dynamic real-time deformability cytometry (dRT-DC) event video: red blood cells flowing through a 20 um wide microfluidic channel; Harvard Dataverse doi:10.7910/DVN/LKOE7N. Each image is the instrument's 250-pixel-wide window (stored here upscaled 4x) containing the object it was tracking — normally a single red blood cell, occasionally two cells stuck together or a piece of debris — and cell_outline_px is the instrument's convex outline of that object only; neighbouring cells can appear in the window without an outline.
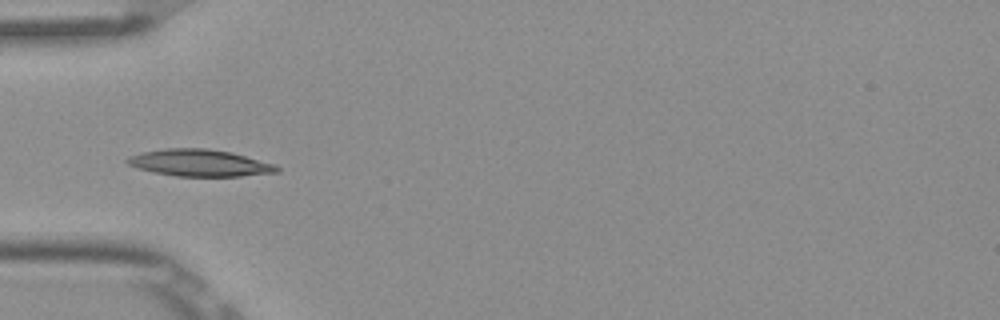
{"species": "Egyptian fruit bat (a non-hibernating species)", "species_latin": "Rousettus aegyptiacus", "temperature_condition": "room temperature", "stored_images_in_passage": 5, "camera_frame_rate_fps": 3000, "um_per_image_px": 0.085, "frame": {"image": 1, "passage_image": 2, "time_ms": 0.333, "image_size_px": [1000, 320], "cell_outline_px": [[280, 172], [240, 176], [176, 176], [156, 172], [140, 168], [128, 164], [124, 160], [128, 156], [144, 152], [164, 148], [208, 148], [232, 152], [276, 164], [280, 168]], "centroid_in_image_um": [17.02, 13.84], "position_along_channel_um": 68.0, "area_um2": 23.41}}
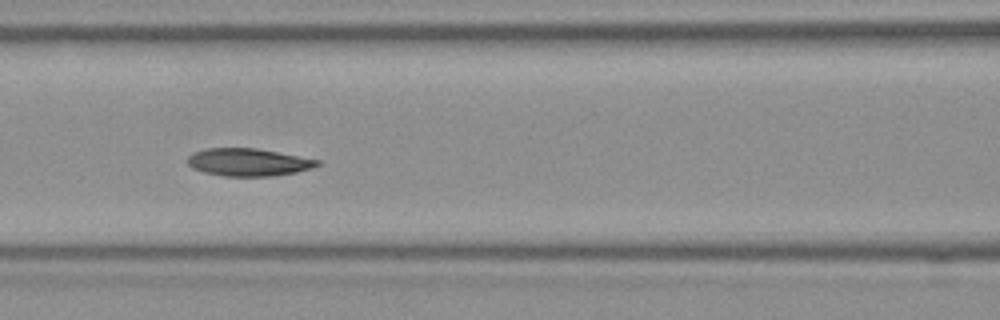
{"frame": {"image": 2, "passage_image": 4, "time_ms": 1.0, "image_size_px": [1000, 320], "cell_outline_px": [[320, 164], [312, 168], [296, 172], [276, 176], [224, 176], [204, 172], [192, 168], [188, 164], [188, 156], [192, 152], [208, 148], [256, 148], [320, 160]], "centroid_in_image_um": [21.1, 13.79], "position_along_channel_um": 145.5, "area_um2": 20.87}}
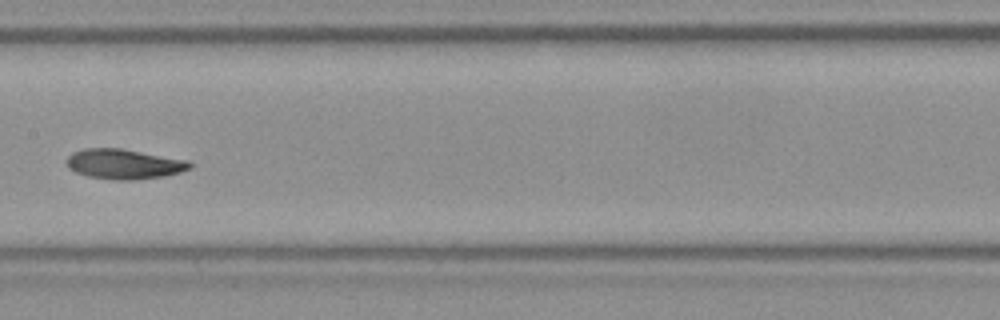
{"frame": {"image": 3, "passage_image": 5, "time_ms": 1.333, "image_size_px": [1000, 320], "cell_outline_px": [[192, 168], [180, 172], [164, 176], [132, 180], [112, 180], [88, 176], [76, 172], [68, 168], [64, 164], [64, 160], [72, 152], [84, 148], [120, 148], [188, 160], [192, 164]], "centroid_in_image_um": [10.49, 13.94], "position_along_channel_um": 196.9, "area_um2": 21.73}}